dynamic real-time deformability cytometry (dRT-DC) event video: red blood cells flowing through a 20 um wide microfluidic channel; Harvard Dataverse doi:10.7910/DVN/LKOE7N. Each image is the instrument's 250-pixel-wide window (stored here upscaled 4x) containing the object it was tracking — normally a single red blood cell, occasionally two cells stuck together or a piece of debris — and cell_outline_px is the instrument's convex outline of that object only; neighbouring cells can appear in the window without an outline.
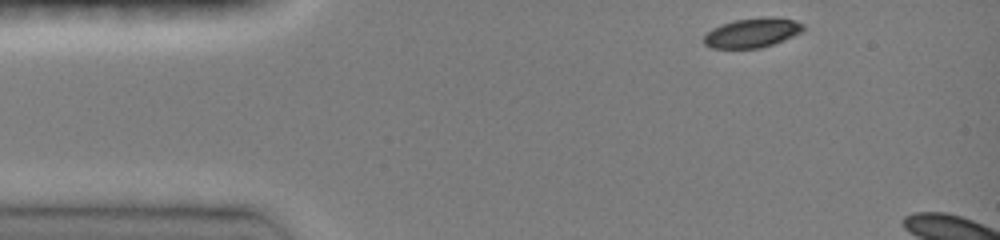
{"species": "common noctule bat (a hibernating species)", "species_latin": "Nyctalus noctula", "temperature_condition": "room temperature", "stored_images_in_passage": 5, "camera_frame_rate_fps": 3000, "um_per_image_px": 0.085, "animal": {"sex": "female", "body_mass_g": 19.0, "forearm_length_mm": 51.5}, "frame": {"image": 1, "passage_image": 1, "time_ms": 0.0, "image_size_px": [1000, 240], "cell_outline_px": [[804, 28], [800, 32], [792, 36], [772, 44], [760, 48], [712, 48], [704, 44], [704, 36], [712, 28], [736, 20], [764, 16], [792, 20], [804, 24]], "centroid_in_image_um": [63.91, 2.79], "position_along_channel_um": 21.1, "area_um2": 16.7}}